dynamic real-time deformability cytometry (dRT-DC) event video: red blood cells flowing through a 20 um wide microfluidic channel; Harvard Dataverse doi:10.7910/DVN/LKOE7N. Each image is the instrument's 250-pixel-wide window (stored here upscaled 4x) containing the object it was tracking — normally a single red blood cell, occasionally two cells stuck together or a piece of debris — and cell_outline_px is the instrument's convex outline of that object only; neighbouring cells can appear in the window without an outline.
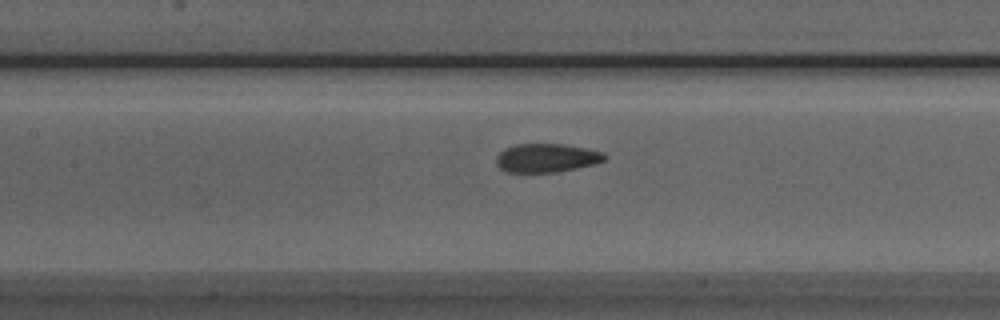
{"species": "Egyptian fruit bat (a non-hibernating species)", "species_latin": "Rousettus aegyptiacus", "temperature_condition": "room temperature", "stored_images_in_passage": 53, "camera_frame_rate_fps": 3000, "um_per_image_px": 0.085, "animal": {"sex": "male"}, "frame": {"image": 1, "passage_image": 24, "time_ms": 7.667, "image_size_px": [1000, 320], "cell_outline_px": [[608, 156], [604, 160], [596, 164], [556, 172], [504, 172], [496, 164], [496, 156], [504, 148], [516, 144], [564, 144], [604, 152]], "centroid_in_image_um": [46.45, 13.42], "position_along_channel_um": 161.0, "area_um2": 18.21}}
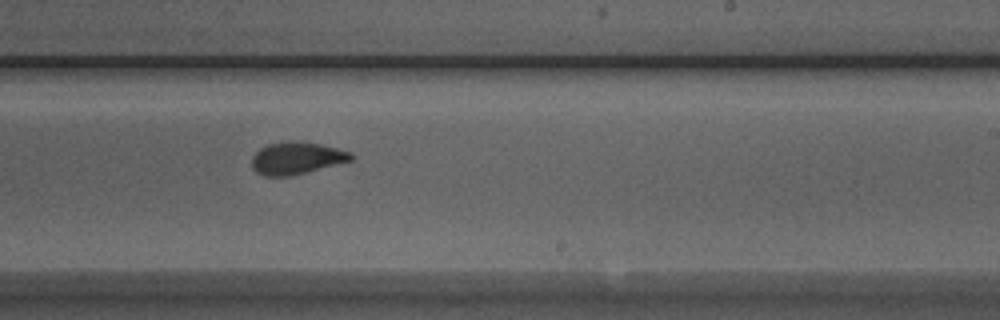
{"frame": {"image": 2, "passage_image": 32, "time_ms": 10.333, "image_size_px": [1000, 320], "cell_outline_px": [[356, 156], [352, 160], [288, 176], [264, 176], [256, 172], [252, 168], [252, 156], [260, 148], [268, 144], [320, 144], [352, 152]], "centroid_in_image_um": [25.21, 13.48], "position_along_channel_um": 263.8, "area_um2": 17.74}}
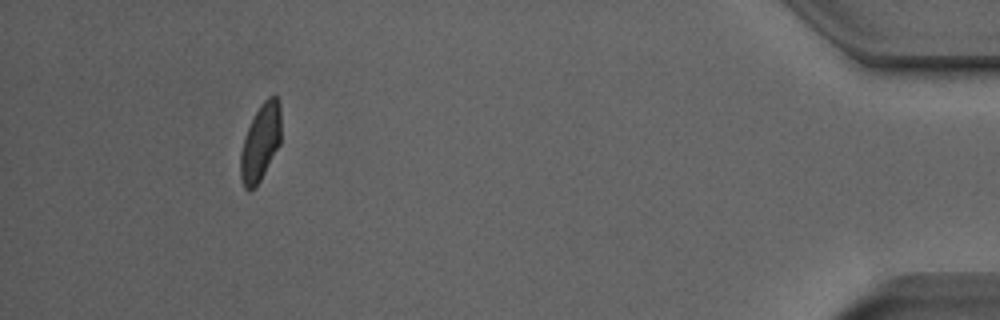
{"frame": {"image": 3, "passage_image": 49, "time_ms": 16.0, "image_size_px": [1000, 320], "cell_outline_px": [[280, 144], [256, 188], [248, 192], [244, 188], [240, 176], [240, 152], [244, 136], [260, 104], [268, 96], [276, 96], [280, 100]], "centroid_in_image_um": [22.13, 12.13], "position_along_channel_um": 413.1, "area_um2": 18.32}, "authors_computed_cell_mechanics": {"area_um2": 18.6694, "velocity_mm_per_s": 3.8709, "shape_relaxation_time_tau1_ms": 4.7173, "shape_relaxation_time_tau2_ms": 1.2495, "deformation_change_tau1": 0.1347, "deformation_change_tau2": 0.0678}}